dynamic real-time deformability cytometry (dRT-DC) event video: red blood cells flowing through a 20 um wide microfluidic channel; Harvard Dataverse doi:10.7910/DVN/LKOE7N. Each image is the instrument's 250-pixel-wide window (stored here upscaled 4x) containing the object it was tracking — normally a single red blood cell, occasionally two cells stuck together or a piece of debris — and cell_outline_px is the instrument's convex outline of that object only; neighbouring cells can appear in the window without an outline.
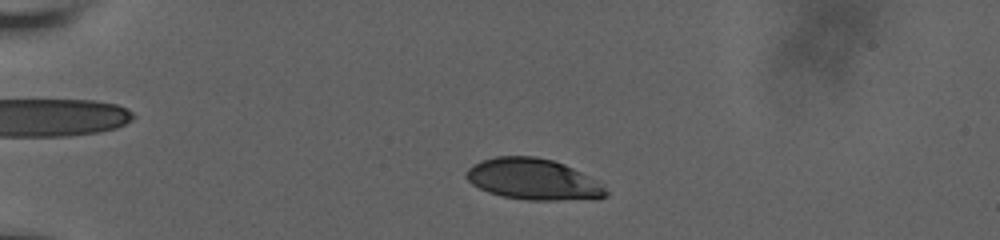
{"species": "human", "species_latin": "Homo sapiens", "temperature_condition": "room temperature", "stored_images_in_passage": 37, "camera_frame_rate_fps": 3000, "um_per_image_px": 0.085, "donor": {"sex": "male"}, "frame": {"image": 1, "passage_image": 5, "time_ms": 2.0, "image_size_px": [1000, 240], "cell_outline_px": [[608, 196], [596, 200], [528, 200], [504, 196], [488, 192], [472, 184], [464, 176], [468, 168], [472, 164], [480, 160], [496, 156], [536, 156], [552, 160], [564, 164], [588, 176], [604, 188], [608, 192]], "centroid_in_image_um": [45.31, 15.24], "position_along_channel_um": 39.7, "area_um2": 33.52}}
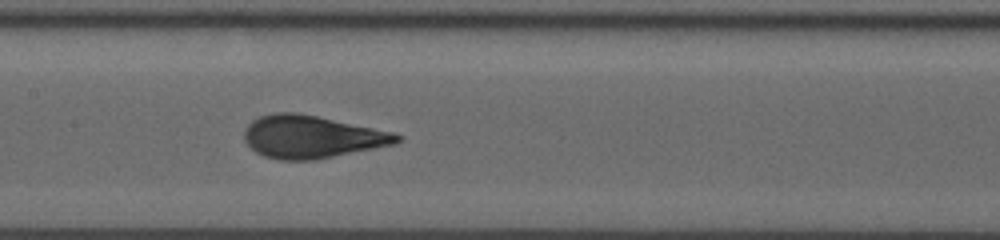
{"frame": {"image": 2, "passage_image": 18, "time_ms": 7.333, "image_size_px": [1000, 240], "cell_outline_px": [[404, 136], [396, 144], [316, 160], [280, 160], [264, 156], [256, 152], [244, 140], [244, 132], [248, 124], [252, 120], [260, 116], [276, 112], [296, 112], [396, 132]], "centroid_in_image_um": [26.53, 11.63], "position_along_channel_um": 180.9, "area_um2": 38.09}}
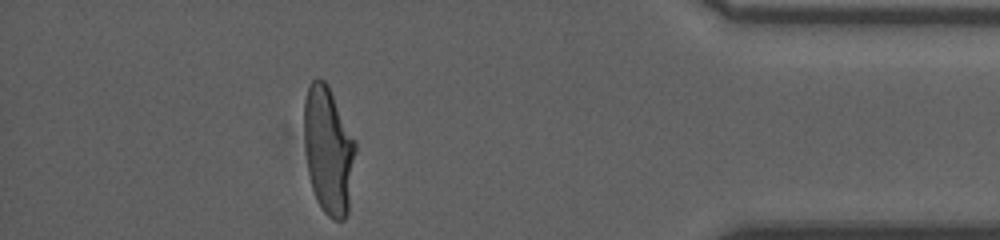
{"frame": {"image": 3, "passage_image": 33, "time_ms": 14.333, "image_size_px": [1000, 240], "cell_outline_px": [[356, 152], [348, 212], [344, 220], [332, 220], [324, 212], [316, 200], [312, 188], [308, 172], [304, 140], [304, 100], [308, 84], [312, 80], [324, 80], [328, 84], [356, 140]], "centroid_in_image_um": [27.92, 12.76], "position_along_channel_um": 407.3, "area_um2": 38.55}, "authors_computed_cell_mechanics": {"area_um2": 37.3966, "velocity_mm_per_s": 3.7637, "shape_relaxation_time_tau1_ms": 5.458, "shape_relaxation_time_tau2_ms": null, "deformation_change_tau1": 0.195, "deformation_change_tau2": null}}